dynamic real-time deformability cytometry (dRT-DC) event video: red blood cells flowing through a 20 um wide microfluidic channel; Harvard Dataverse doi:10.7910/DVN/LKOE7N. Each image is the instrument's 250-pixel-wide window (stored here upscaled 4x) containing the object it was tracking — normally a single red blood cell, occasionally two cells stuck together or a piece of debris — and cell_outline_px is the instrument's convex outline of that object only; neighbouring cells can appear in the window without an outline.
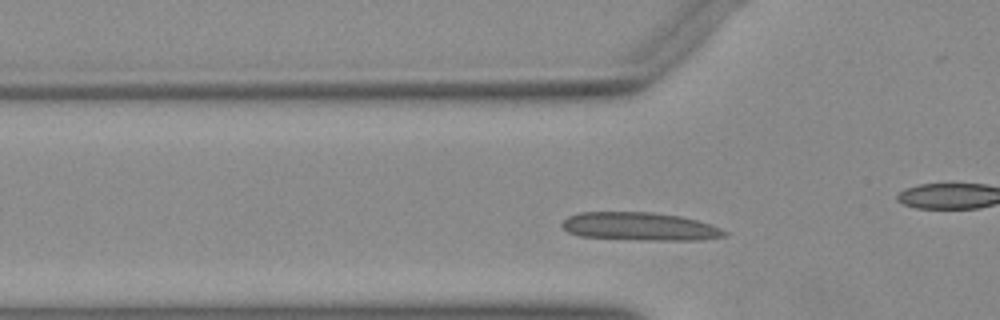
{"species": "Egyptian fruit bat (a non-hibernating species)", "species_latin": "Rousettus aegyptiacus", "temperature_condition": "warm", "stored_images_in_passage": 35, "camera_frame_rate_fps": 3000, "um_per_image_px": 0.085, "animal": {"sex": "female"}, "frame": {"image": 1, "passage_image": 8, "time_ms": 2.333, "image_size_px": [1000, 320], "cell_outline_px": [[728, 236], [696, 240], [644, 240], [580, 236], [568, 232], [560, 224], [568, 216], [580, 212], [652, 212], [680, 216], [696, 220], [720, 228], [728, 232]], "centroid_in_image_um": [54.38, 19.25], "position_along_channel_um": 71.4, "area_um2": 26.53}}
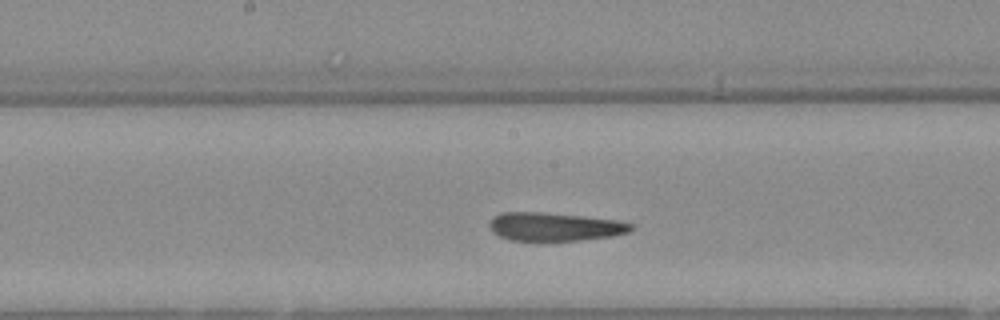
{"frame": {"image": 2, "passage_image": 18, "time_ms": 5.667, "image_size_px": [1000, 320], "cell_outline_px": [[636, 224], [628, 232], [612, 236], [580, 240], [512, 240], [500, 236], [492, 232], [488, 224], [492, 216], [500, 212], [540, 212], [580, 216], [616, 220]], "centroid_in_image_um": [47.11, 19.26], "position_along_channel_um": 201.1, "area_um2": 23.29}}
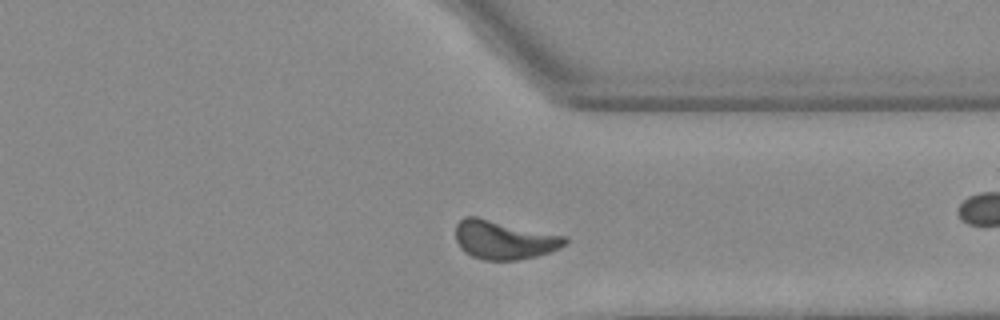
{"frame": {"image": 3, "passage_image": 31, "time_ms": 10.0, "image_size_px": [1000, 320], "cell_outline_px": [[568, 240], [560, 248], [552, 252], [536, 256], [516, 260], [484, 260], [472, 256], [464, 252], [460, 248], [456, 240], [456, 224], [464, 216], [476, 216], [568, 236]], "centroid_in_image_um": [42.85, 20.38], "position_along_channel_um": 368.5, "area_um2": 24.97}}